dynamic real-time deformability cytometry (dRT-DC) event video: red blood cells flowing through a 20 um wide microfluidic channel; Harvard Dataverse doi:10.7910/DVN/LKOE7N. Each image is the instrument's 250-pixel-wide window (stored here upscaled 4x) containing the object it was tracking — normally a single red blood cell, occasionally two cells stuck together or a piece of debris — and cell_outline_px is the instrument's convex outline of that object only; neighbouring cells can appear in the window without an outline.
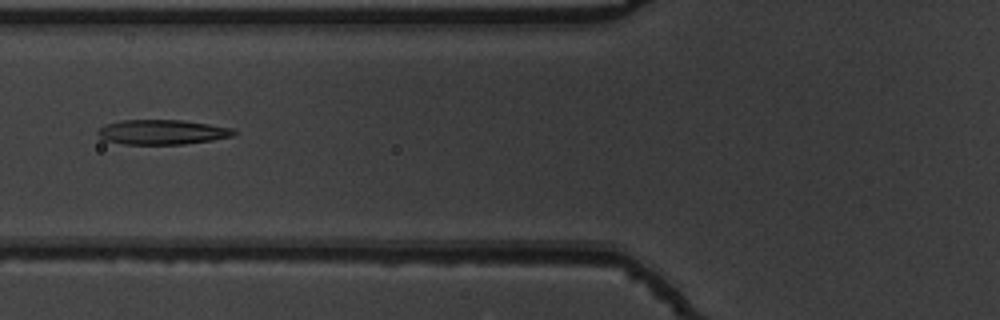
{"species": "common noctule bat (a hibernating species)", "species_latin": "Nyctalus noctula", "temperature_condition": "warm", "stored_images_in_passage": 50, "camera_frame_rate_fps": 3000, "um_per_image_px": 0.085, "animal": {"sex": "male", "body_mass_g": 19.5, "forearm_length_mm": 54.6}, "frame": {"image": 1, "passage_image": 18, "time_ms": 5.667, "image_size_px": [1000, 320], "cell_outline_px": [[236, 132], [232, 136], [212, 140], [184, 144], [124, 144], [104, 140], [96, 132], [104, 124], [120, 120], [184, 120], [232, 128]], "centroid_in_image_um": [13.75, 11.22], "position_along_channel_um": 112.0, "area_um2": 19.59}}
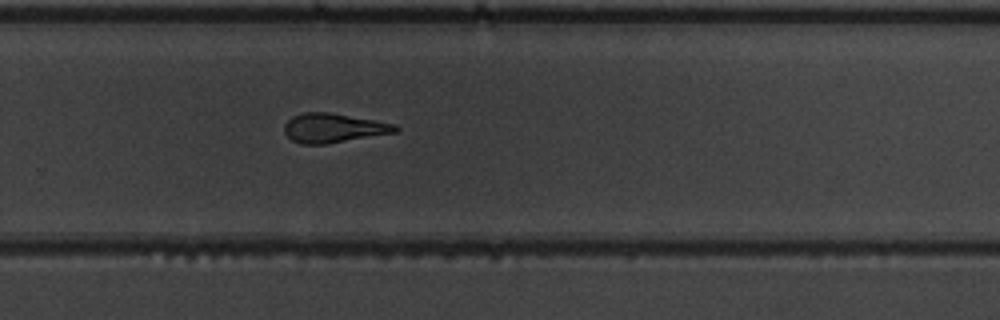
{"frame": {"image": 2, "passage_image": 33, "time_ms": 10.667, "image_size_px": [1000, 320], "cell_outline_px": [[400, 128], [396, 132], [324, 144], [300, 144], [292, 140], [284, 132], [284, 124], [292, 116], [304, 112], [328, 112], [396, 124]], "centroid_in_image_um": [28.31, 10.87], "position_along_channel_um": 301.5, "area_um2": 18.73}}
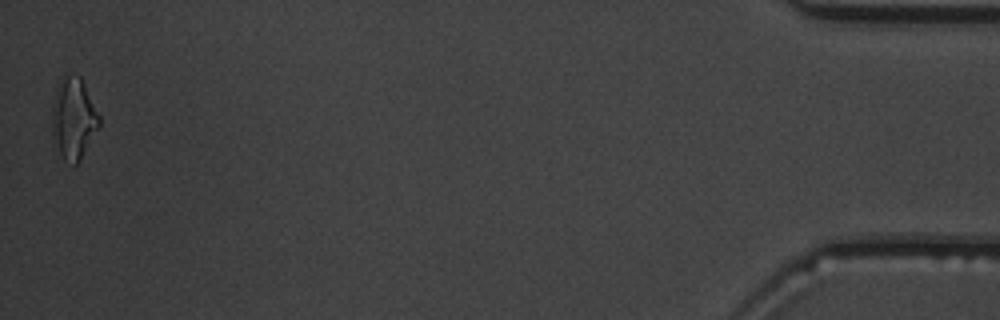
{"frame": {"image": 3, "passage_image": 50, "time_ms": 16.333, "image_size_px": [1000, 320], "cell_outline_px": [[100, 124], [80, 160], [76, 164], [72, 164], [64, 160], [52, 136], [52, 100], [56, 88], [64, 72], [80, 76], [100, 116]], "centroid_in_image_um": [6.23, 10.02], "position_along_channel_um": 429.0, "area_um2": 22.37}, "authors_computed_cell_mechanics": {"area_um2": 19.5075, "velocity_mm_per_s": 3.7982, "shape_relaxation_time_tau1_ms": 9.2263, "shape_relaxation_time_tau2_ms": 4.2555, "deformation_change_tau1": 0.2597, "deformation_change_tau2": 0.1562}}